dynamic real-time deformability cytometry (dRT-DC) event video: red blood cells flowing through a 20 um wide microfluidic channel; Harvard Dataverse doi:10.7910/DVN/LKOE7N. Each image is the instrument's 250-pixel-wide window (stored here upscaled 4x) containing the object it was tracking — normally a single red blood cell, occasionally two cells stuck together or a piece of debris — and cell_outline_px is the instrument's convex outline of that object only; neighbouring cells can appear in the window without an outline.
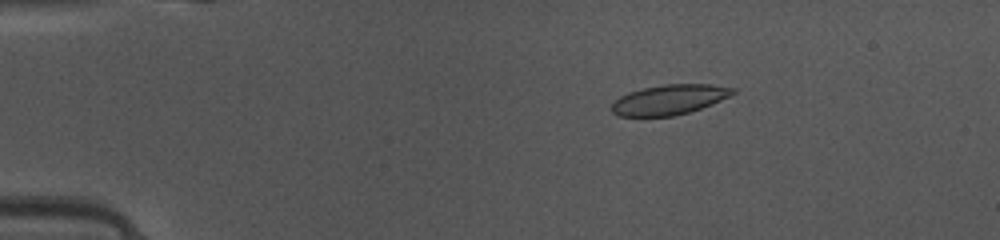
{"species": "common noctule bat (a hibernating species)", "species_latin": "Nyctalus noctula", "temperature_condition": "warm", "stored_images_in_passage": 48, "camera_frame_rate_fps": 3000, "um_per_image_px": 0.085, "animal": {"sex": "female", "body_mass_g": 10.0, "forearm_length_mm": 53.1}, "frame": {"image": 1, "passage_image": 9, "time_ms": 2.667, "image_size_px": [1000, 240], "cell_outline_px": [[736, 92], [712, 104], [688, 112], [672, 116], [616, 116], [612, 112], [612, 104], [620, 96], [628, 92], [644, 88], [664, 84], [708, 84], [736, 88]], "centroid_in_image_um": [56.88, 8.47], "position_along_channel_um": 28.1, "area_um2": 20.98}}
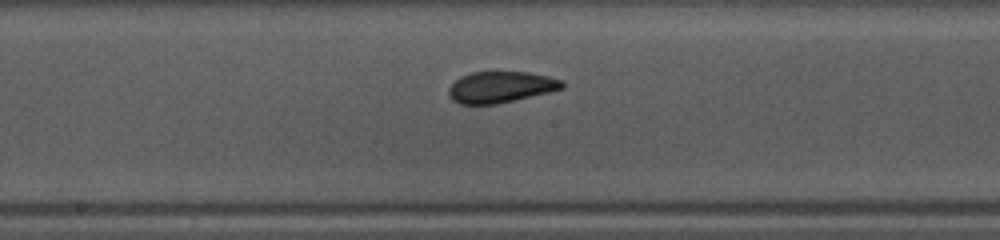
{"frame": {"image": 2, "passage_image": 26, "time_ms": 8.333, "image_size_px": [1000, 240], "cell_outline_px": [[564, 88], [516, 100], [496, 104], [460, 104], [452, 100], [448, 96], [448, 88], [460, 76], [472, 72], [528, 72], [548, 76], [564, 80]], "centroid_in_image_um": [42.55, 7.4], "position_along_channel_um": 205.6, "area_um2": 20.75}}
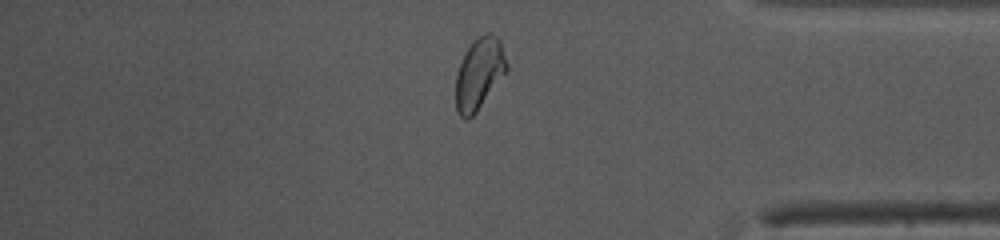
{"frame": {"image": 3, "passage_image": 41, "time_ms": 13.333, "image_size_px": [1000, 240], "cell_outline_px": [[508, 68], [476, 112], [468, 120], [464, 120], [456, 112], [456, 76], [460, 64], [468, 48], [484, 32], [492, 32], [500, 40], [508, 64]], "centroid_in_image_um": [40.73, 6.27], "position_along_channel_um": 394.5, "area_um2": 20.87}, "authors_computed_cell_mechanics": {"area_um2": 20.9525, "velocity_mm_per_s": 4.1503, "shape_relaxation_time_tau1_ms": 8.2165, "shape_relaxation_time_tau2_ms": 1.1153, "deformation_change_tau1": 0.1819, "deformation_change_tau2": 0.0331}}